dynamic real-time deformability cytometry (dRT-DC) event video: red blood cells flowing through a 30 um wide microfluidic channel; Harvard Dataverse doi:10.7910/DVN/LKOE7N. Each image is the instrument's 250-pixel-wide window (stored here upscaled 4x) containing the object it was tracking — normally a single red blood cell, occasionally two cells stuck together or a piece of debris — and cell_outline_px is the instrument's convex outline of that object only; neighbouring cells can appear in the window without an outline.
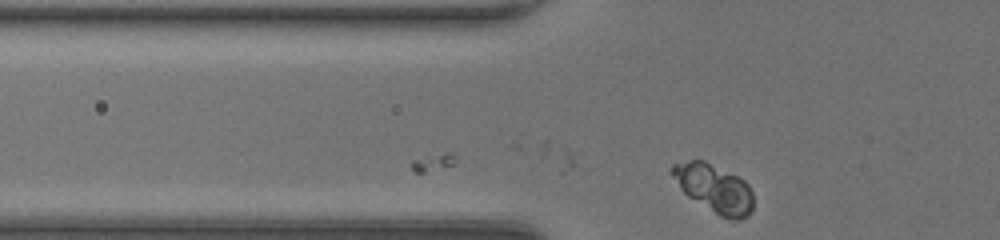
{"species": "common noctule bat (a hibernating species)", "species_latin": "Nyctalus noctula", "temperature_condition": "room temperature", "stored_images_in_passage": 2, "camera_frame_rate_fps": 3000, "um_per_image_px": 0.085, "animal": {"sex": "female", "body_mass_g": 20.0, "forearm_length_mm": 54.0}, "frame": {"image": 1, "passage_image": 2, "time_ms": 0.333, "image_size_px": [1000, 240], "cell_outline_px": [[752, 212], [748, 216], [740, 220], [732, 220], [720, 216], [688, 196], [680, 188], [668, 172], [668, 168], [672, 164], [688, 160], [704, 160], [744, 180], [748, 184], [752, 192]], "centroid_in_image_um": [60.67, 16.0], "position_along_channel_um": 65.1, "area_um2": 22.89}}